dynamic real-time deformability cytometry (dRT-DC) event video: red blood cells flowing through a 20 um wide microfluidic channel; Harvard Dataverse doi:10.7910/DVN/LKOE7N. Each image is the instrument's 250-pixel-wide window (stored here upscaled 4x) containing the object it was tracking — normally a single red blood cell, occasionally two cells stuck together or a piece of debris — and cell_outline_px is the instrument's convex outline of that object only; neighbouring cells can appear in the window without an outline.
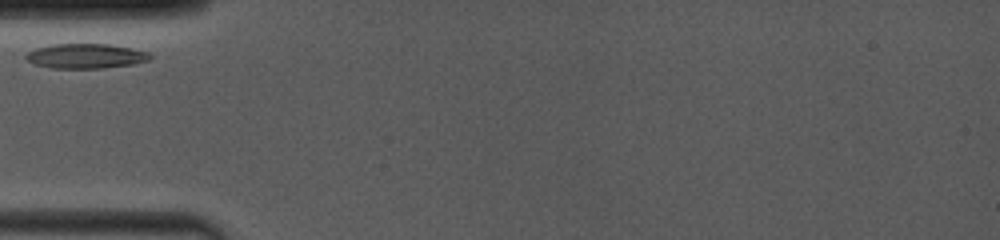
{"species": "common noctule bat (a hibernating species)", "species_latin": "Nyctalus noctula", "temperature_condition": "room temperature", "stored_images_in_passage": 25, "camera_frame_rate_fps": 4000, "um_per_image_px": 0.085, "animal": {"sex": "female", "body_mass_g": 19.0, "forearm_length_mm": 53.3}, "frame": {"image": 1, "passage_image": 1, "time_ms": 0.0, "image_size_px": [1000, 240], "cell_outline_px": [[152, 56], [148, 60], [132, 64], [100, 68], [48, 68], [32, 64], [24, 56], [28, 52], [36, 48], [52, 44], [108, 44], [132, 48], [148, 52]], "centroid_in_image_um": [7.25, 4.76], "position_along_channel_um": 77.8, "area_um2": 17.86}}
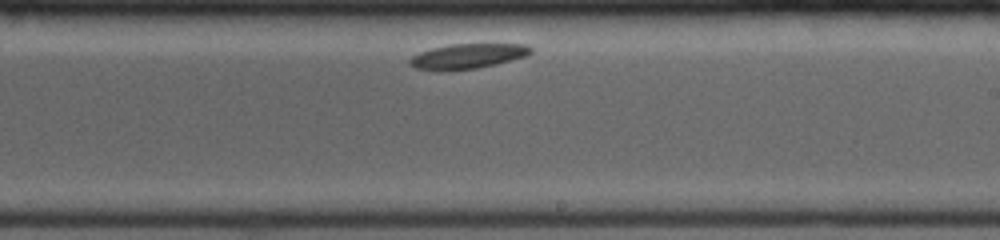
{"frame": {"image": 2, "passage_image": 14, "time_ms": 5.0, "image_size_px": [1000, 240], "cell_outline_px": [[532, 52], [528, 56], [476, 68], [440, 72], [416, 68], [408, 64], [408, 60], [412, 56], [420, 52], [432, 48], [448, 44], [524, 44], [532, 48]], "centroid_in_image_um": [39.7, 4.78], "position_along_channel_um": 249.3, "area_um2": 17.74}}
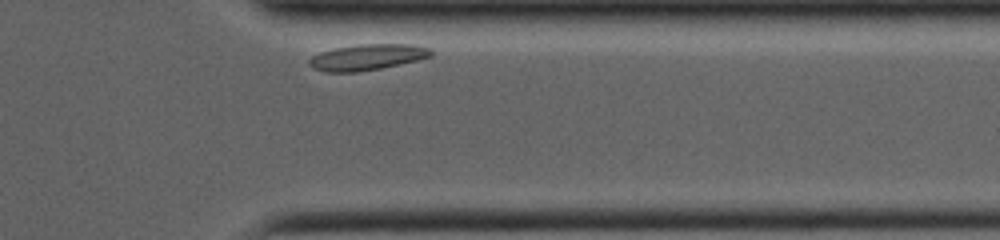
{"frame": {"image": 3, "passage_image": 24, "time_ms": 8.75, "image_size_px": [1000, 240], "cell_outline_px": [[432, 56], [400, 64], [380, 68], [356, 72], [324, 72], [312, 68], [308, 64], [308, 60], [312, 56], [320, 52], [336, 48], [356, 44], [412, 44], [432, 48]], "centroid_in_image_um": [31.2, 4.85], "position_along_channel_um": 380.2, "area_um2": 18.5}}